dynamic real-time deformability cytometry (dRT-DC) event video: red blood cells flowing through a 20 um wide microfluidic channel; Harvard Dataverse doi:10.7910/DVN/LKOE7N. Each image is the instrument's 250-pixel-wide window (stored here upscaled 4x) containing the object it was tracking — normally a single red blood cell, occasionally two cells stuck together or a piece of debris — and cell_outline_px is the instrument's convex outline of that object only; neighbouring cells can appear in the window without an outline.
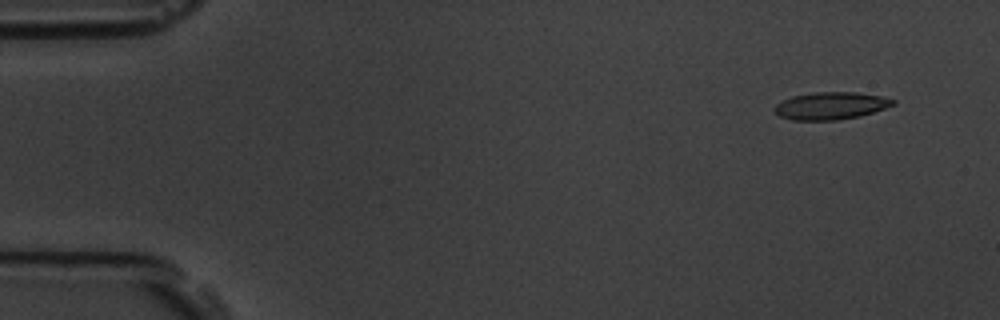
{"species": "common noctule bat (a hibernating species)", "species_latin": "Nyctalus noctula", "temperature_condition": "room temperature", "stored_images_in_passage": 6, "camera_frame_rate_fps": 3000, "um_per_image_px": 0.085, "animal": {"sex": "male", "body_mass_g": 19.5, "forearm_length_mm": 54.6}, "frame": {"image": 1, "passage_image": 2, "time_ms": 1.0, "image_size_px": [1000, 320], "cell_outline_px": [[896, 104], [860, 116], [836, 120], [792, 120], [780, 116], [772, 108], [776, 104], [792, 96], [812, 92], [856, 92], [880, 96], [896, 100]], "centroid_in_image_um": [70.6, 8.98], "position_along_channel_um": 14.4, "area_um2": 18.84}}
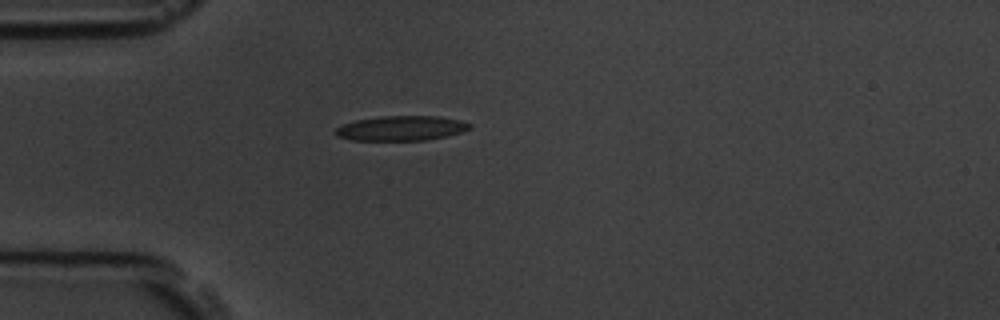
{"frame": {"image": 2, "passage_image": 5, "time_ms": 4.667, "image_size_px": [1000, 320], "cell_outline_px": [[472, 128], [460, 132], [444, 136], [424, 140], [352, 140], [336, 136], [332, 132], [336, 128], [344, 124], [356, 120], [380, 116], [440, 116], [460, 120], [472, 124]], "centroid_in_image_um": [34.08, 10.89], "position_along_channel_um": 50.9, "area_um2": 19.36}}